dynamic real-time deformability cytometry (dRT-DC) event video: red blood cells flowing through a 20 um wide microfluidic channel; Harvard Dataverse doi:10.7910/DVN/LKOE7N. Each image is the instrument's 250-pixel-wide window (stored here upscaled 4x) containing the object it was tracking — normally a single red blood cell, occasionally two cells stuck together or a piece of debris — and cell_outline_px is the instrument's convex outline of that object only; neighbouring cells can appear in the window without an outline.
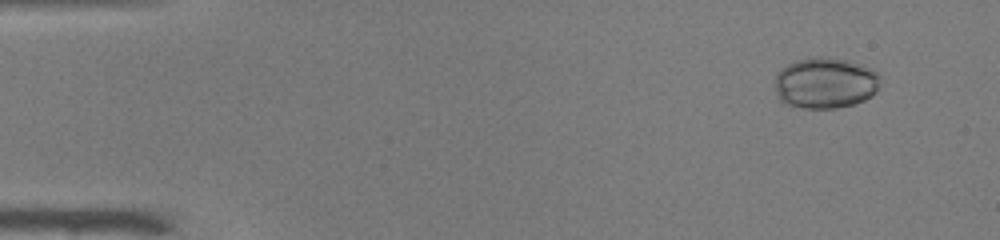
{"species": "common noctule bat (a hibernating species)", "species_latin": "Nyctalus noctula", "temperature_condition": "warm", "stored_images_in_passage": 13, "camera_frame_rate_fps": 3000, "um_per_image_px": 0.085, "animal": {"sex": "male", "body_mass_g": 19.0, "forearm_length_mm": 50.8}, "frame": {"image": 1, "passage_image": 1, "time_ms": 0.0, "image_size_px": [1000, 240], "cell_outline_px": [[880, 76], [876, 92], [872, 96], [864, 100], [852, 104], [836, 108], [800, 108], [788, 104], [780, 100], [776, 92], [776, 72], [780, 68], [796, 60], [812, 56], [820, 56], [848, 60], [872, 68], [880, 72]], "centroid_in_image_um": [70.15, 7.03], "position_along_channel_um": 14.8, "area_um2": 31.62}}